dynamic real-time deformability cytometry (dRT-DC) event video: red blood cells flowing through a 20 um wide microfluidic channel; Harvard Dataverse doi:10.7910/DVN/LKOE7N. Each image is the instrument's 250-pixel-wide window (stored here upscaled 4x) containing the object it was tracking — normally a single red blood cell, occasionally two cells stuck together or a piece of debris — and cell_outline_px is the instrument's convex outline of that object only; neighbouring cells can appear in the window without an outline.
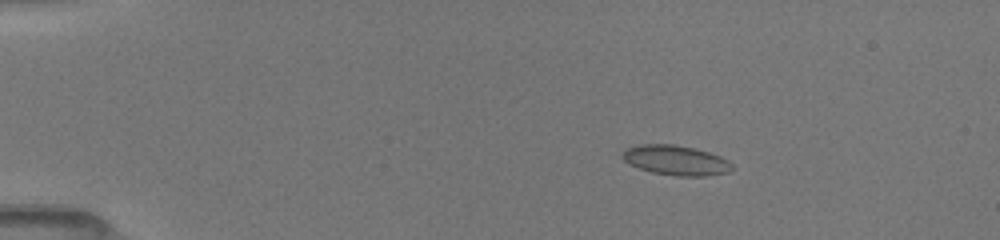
{"species": "common noctule bat (a hibernating species)", "species_latin": "Nyctalus noctula", "temperature_condition": "room temperature", "stored_images_in_passage": 51, "camera_frame_rate_fps": 3000, "um_per_image_px": 0.085, "animal": {"sex": "female", "body_mass_g": 19.5, "forearm_length_mm": 54.1}, "frame": {"image": 1, "passage_image": 9, "time_ms": 2.667, "image_size_px": [1000, 240], "cell_outline_px": [[732, 168], [728, 172], [708, 176], [676, 176], [652, 172], [628, 164], [620, 156], [620, 152], [628, 148], [640, 144], [676, 144], [708, 152], [720, 156], [728, 160], [732, 164]], "centroid_in_image_um": [57.41, 13.62], "position_along_channel_um": 27.6, "area_um2": 19.13}}
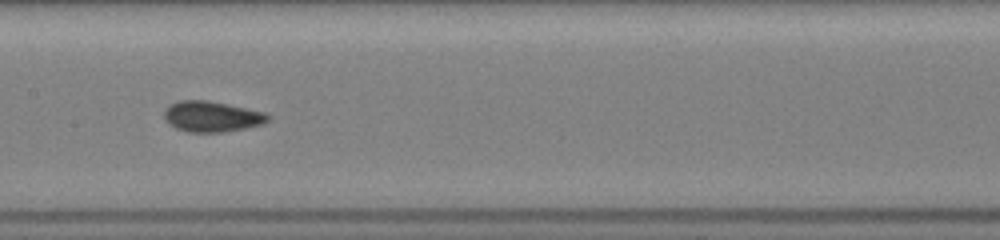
{"frame": {"image": 2, "passage_image": 27, "time_ms": 8.667, "image_size_px": [1000, 240], "cell_outline_px": [[272, 116], [264, 124], [224, 132], [188, 132], [176, 128], [168, 124], [164, 120], [164, 108], [168, 104], [180, 100], [208, 100], [228, 104], [264, 112]], "centroid_in_image_um": [17.97, 9.9], "position_along_channel_um": 189.4, "area_um2": 18.79}}
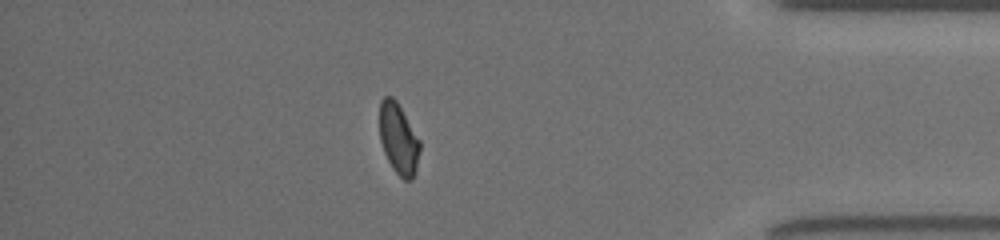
{"frame": {"image": 3, "passage_image": 45, "time_ms": 14.667, "image_size_px": [1000, 240], "cell_outline_px": [[420, 148], [416, 172], [412, 180], [404, 180], [392, 168], [384, 152], [380, 140], [380, 100], [384, 96], [392, 96], [396, 100], [420, 140]], "centroid_in_image_um": [33.88, 11.81], "position_along_channel_um": 401.3, "area_um2": 16.65}, "authors_computed_cell_mechanics": {"area_um2": 18.0336, "velocity_mm_per_s": 4.0499, "shape_relaxation_time_tau1_ms": 8.2102, "shape_relaxation_time_tau2_ms": 1.236, "deformation_change_tau1": 0.1333, "deformation_change_tau2": 0.0471}}